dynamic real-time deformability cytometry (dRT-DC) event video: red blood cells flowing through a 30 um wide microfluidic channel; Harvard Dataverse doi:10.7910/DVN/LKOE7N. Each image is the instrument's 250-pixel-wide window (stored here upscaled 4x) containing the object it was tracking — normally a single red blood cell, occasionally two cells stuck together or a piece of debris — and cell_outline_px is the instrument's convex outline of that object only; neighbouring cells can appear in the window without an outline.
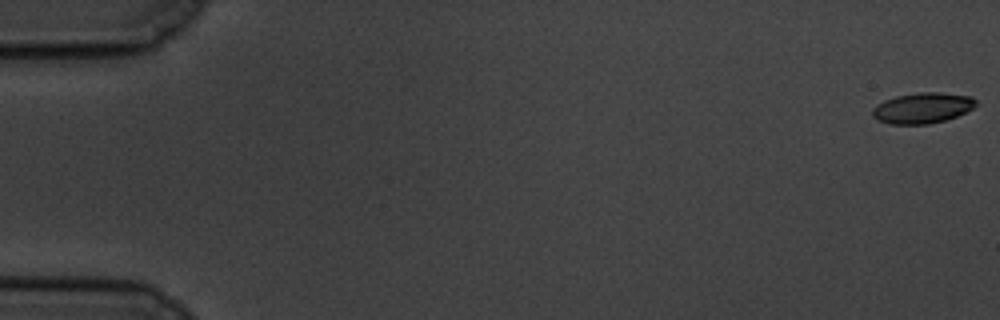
{"species": "common noctule bat (a hibernating species)", "species_latin": "Nyctalus noctula", "temperature_condition": "cold", "stored_images_in_passage": 56, "camera_frame_rate_fps": 3000, "um_per_image_px": 0.085, "animal": {"sex": "male", "body_mass_g": 19.5, "forearm_length_mm": 54.6}, "frame": {"image": 1, "passage_image": 1, "time_ms": 0.0, "image_size_px": [1000, 320], "cell_outline_px": [[976, 104], [972, 108], [956, 116], [944, 120], [928, 124], [892, 124], [880, 120], [872, 116], [872, 108], [876, 104], [884, 100], [896, 96], [920, 92], [940, 92], [972, 96], [976, 100]], "centroid_in_image_um": [78.39, 9.16], "position_along_channel_um": 6.6, "area_um2": 18.38}}
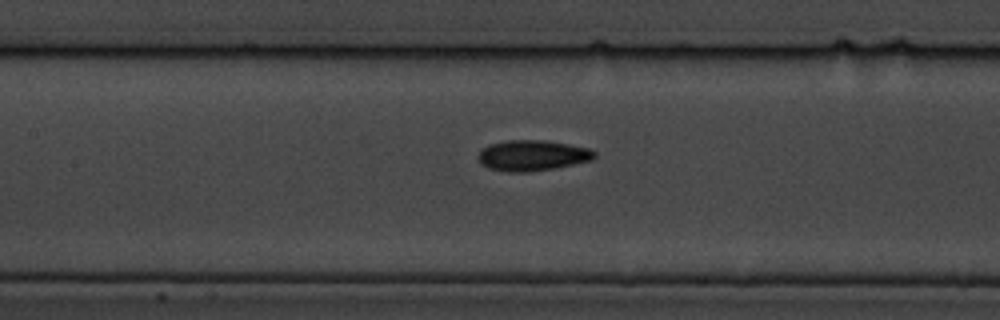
{"frame": {"image": 2, "passage_image": 28, "time_ms": 9.0, "image_size_px": [1000, 320], "cell_outline_px": [[596, 156], [592, 160], [556, 168], [528, 172], [508, 172], [488, 168], [480, 164], [476, 156], [480, 148], [488, 144], [508, 140], [544, 140], [568, 144], [588, 148], [596, 152]], "centroid_in_image_um": [45.19, 13.21], "position_along_channel_um": 162.2, "area_um2": 21.1}}
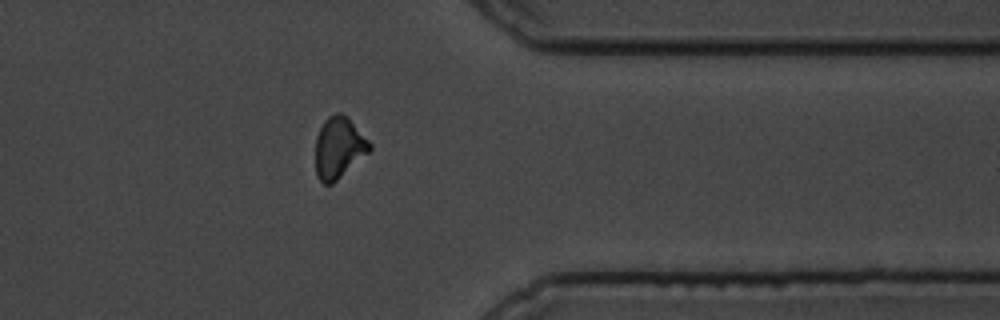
{"frame": {"image": 3, "passage_image": 48, "time_ms": 15.667, "image_size_px": [1000, 320], "cell_outline_px": [[372, 148], [368, 152], [332, 184], [324, 184], [316, 176], [316, 136], [324, 120], [328, 116], [336, 112], [340, 112], [348, 116], [372, 144]], "centroid_in_image_um": [28.79, 12.52], "position_along_channel_um": 382.6, "area_um2": 19.31}, "authors_computed_cell_mechanics": {"area_um2": 19.363, "velocity_mm_per_s": 3.4401, "shape_relaxation_time_tau1_ms": 4.2114, "shape_relaxation_time_tau2_ms": 4.0376, "deformation_change_tau1": 0.129, "deformation_change_tau2": 0.0859}}